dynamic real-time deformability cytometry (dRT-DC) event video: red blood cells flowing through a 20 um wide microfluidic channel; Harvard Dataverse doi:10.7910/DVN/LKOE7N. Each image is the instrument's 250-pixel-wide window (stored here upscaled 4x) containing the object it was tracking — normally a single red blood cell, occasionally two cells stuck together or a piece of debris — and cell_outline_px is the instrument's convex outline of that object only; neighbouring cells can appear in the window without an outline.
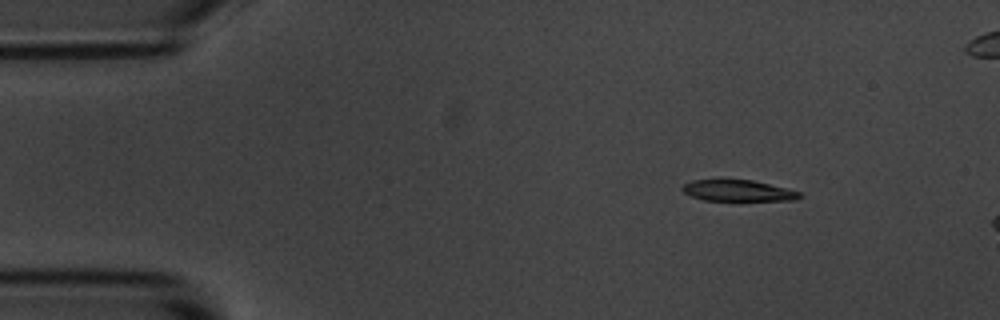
{"species": "common noctule bat (a hibernating species)", "species_latin": "Nyctalus noctula", "temperature_condition": "room temperature", "stored_images_in_passage": 8, "camera_frame_rate_fps": 3000, "um_per_image_px": 0.085, "animal": {"sex": "male", "body_mass_g": 20.1, "forearm_length_mm": 53.5}, "frame": {"image": 1, "passage_image": 2, "time_ms": 1.0, "image_size_px": [1000, 320], "cell_outline_px": [[804, 196], [796, 200], [704, 200], [692, 196], [684, 192], [680, 188], [684, 184], [692, 180], [752, 180], [788, 188], [800, 192]], "centroid_in_image_um": [62.77, 16.2], "position_along_channel_um": 22.2, "area_um2": 14.39}}
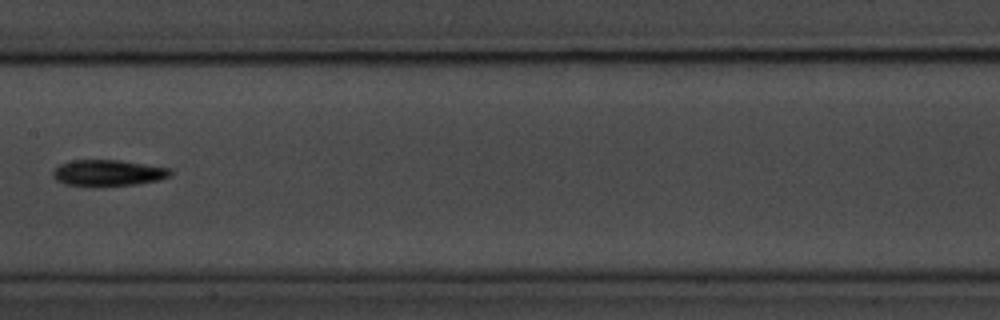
{"frame": {"image": 2, "passage_image": 7, "time_ms": 7.667, "image_size_px": [1000, 320], "cell_outline_px": [[172, 176], [160, 180], [136, 184], [92, 188], [64, 184], [56, 180], [52, 176], [52, 172], [60, 164], [72, 160], [120, 160], [172, 168]], "centroid_in_image_um": [9.2, 14.72], "position_along_channel_um": 198.2, "area_um2": 18.55}}
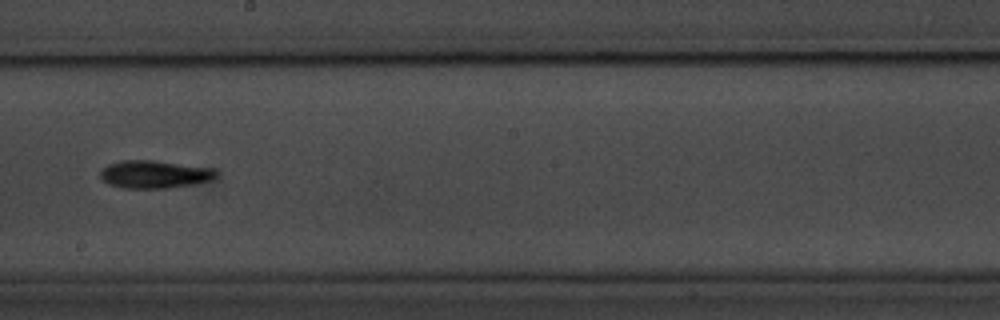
{"frame": {"image": 3, "passage_image": 8, "time_ms": 8.667, "image_size_px": [1000, 320], "cell_outline_px": [[216, 176], [208, 180], [192, 184], [168, 188], [124, 188], [108, 184], [100, 176], [100, 172], [108, 164], [120, 160], [152, 160], [212, 168], [216, 172]], "centroid_in_image_um": [13.08, 14.81], "position_along_channel_um": 235.1, "area_um2": 18.5}}